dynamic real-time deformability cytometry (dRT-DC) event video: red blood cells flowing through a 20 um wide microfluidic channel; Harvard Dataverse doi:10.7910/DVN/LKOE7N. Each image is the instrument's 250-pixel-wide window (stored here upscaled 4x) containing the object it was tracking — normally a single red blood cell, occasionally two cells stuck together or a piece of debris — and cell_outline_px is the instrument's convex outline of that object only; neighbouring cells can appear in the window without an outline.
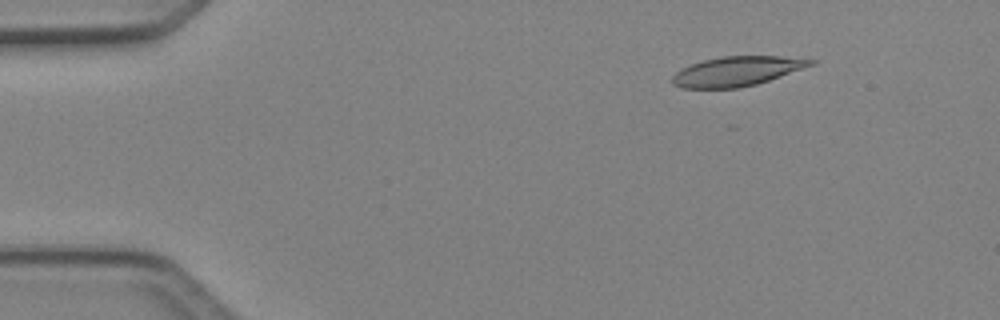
{"species": "Egyptian fruit bat (a non-hibernating species)", "species_latin": "Rousettus aegyptiacus", "temperature_condition": "cold", "stored_images_in_passage": 43, "camera_frame_rate_fps": 3000, "um_per_image_px": 0.085, "animal": {"sex": "female"}, "frame": {"image": 1, "passage_image": 1, "time_ms": 0.0, "image_size_px": [1000, 320], "cell_outline_px": [[816, 64], [756, 84], [736, 88], [680, 88], [672, 84], [672, 76], [680, 68], [704, 60], [720, 56], [780, 56], [816, 60]], "centroid_in_image_um": [62.61, 6.05], "position_along_channel_um": 22.4, "area_um2": 23.76}}
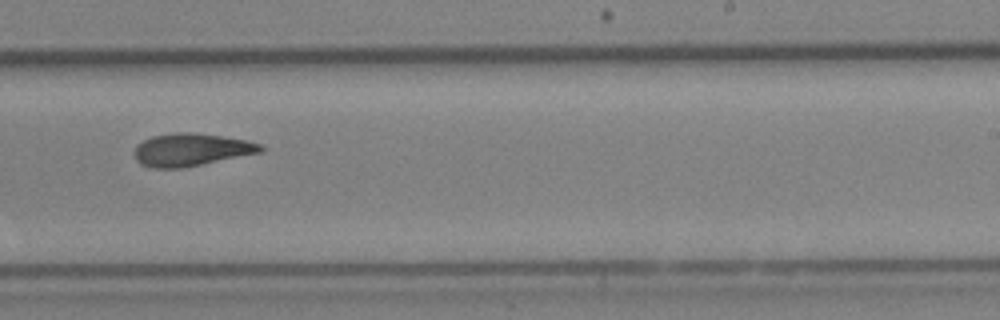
{"frame": {"image": 2, "passage_image": 25, "time_ms": 8.0, "image_size_px": [1000, 320], "cell_outline_px": [[264, 148], [260, 152], [184, 168], [152, 168], [140, 164], [136, 160], [132, 152], [136, 144], [152, 136], [176, 132], [192, 132], [248, 140], [260, 144]], "centroid_in_image_um": [16.18, 12.73], "position_along_channel_um": 272.8, "area_um2": 24.1}}
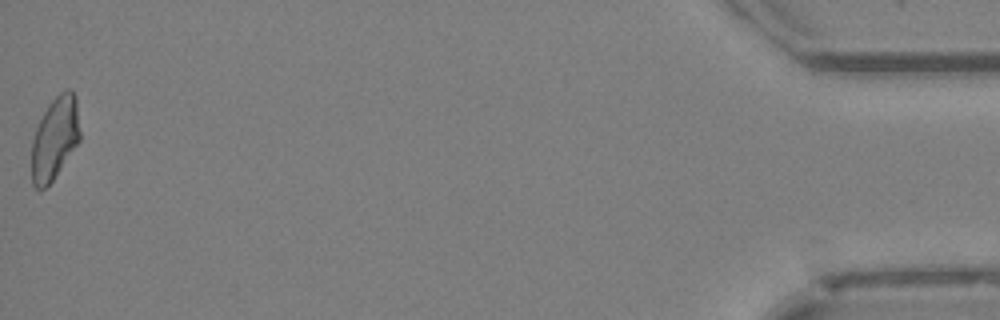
{"frame": {"image": 3, "passage_image": 43, "time_ms": 14.0, "image_size_px": [1000, 320], "cell_outline_px": [[80, 140], [52, 180], [40, 192], [32, 184], [32, 140], [36, 128], [48, 104], [64, 88], [72, 88], [76, 96], [80, 132]], "centroid_in_image_um": [4.67, 11.71], "position_along_channel_um": 430.5, "area_um2": 23.29}, "authors_computed_cell_mechanics": {"area_um2": 24.1026, "velocity_mm_per_s": 4.1917, "shape_relaxation_time_tau1_ms": 7.4755, "shape_relaxation_time_tau2_ms": 5.0583, "deformation_change_tau1": 0.1819, "deformation_change_tau2": 0.1335}}